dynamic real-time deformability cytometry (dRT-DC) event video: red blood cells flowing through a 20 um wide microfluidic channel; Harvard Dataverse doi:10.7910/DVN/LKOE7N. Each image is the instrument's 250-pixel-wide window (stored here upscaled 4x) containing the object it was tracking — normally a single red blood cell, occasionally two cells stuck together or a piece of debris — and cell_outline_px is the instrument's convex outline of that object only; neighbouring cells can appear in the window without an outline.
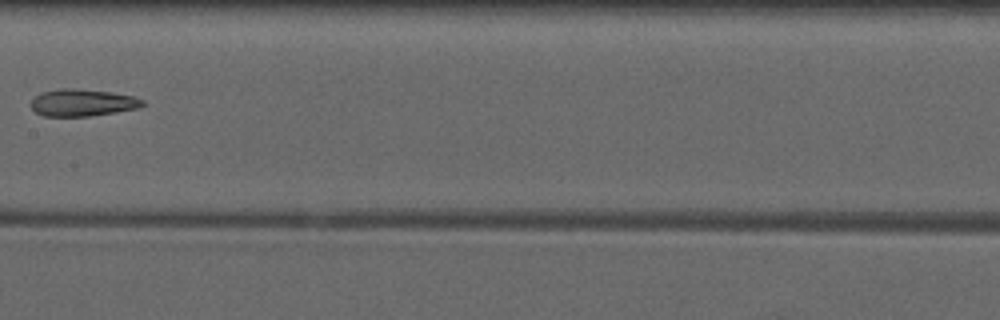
{"species": "common noctule bat (a hibernating species)", "species_latin": "Nyctalus noctula", "temperature_condition": "warm", "stored_images_in_passage": 6, "camera_frame_rate_fps": 3000, "um_per_image_px": 0.085, "animal": {"sex": "male", "forearm_length_mm": 52.5}, "frame": {"image": 1, "passage_image": 6, "time_ms": 9.333, "image_size_px": [1000, 320], "cell_outline_px": [[144, 104], [136, 108], [88, 116], [44, 116], [36, 112], [28, 104], [40, 92], [60, 88], [72, 88], [112, 92], [132, 96], [144, 100]], "centroid_in_image_um": [6.94, 8.71], "position_along_channel_um": 200.5, "area_um2": 17.46}}